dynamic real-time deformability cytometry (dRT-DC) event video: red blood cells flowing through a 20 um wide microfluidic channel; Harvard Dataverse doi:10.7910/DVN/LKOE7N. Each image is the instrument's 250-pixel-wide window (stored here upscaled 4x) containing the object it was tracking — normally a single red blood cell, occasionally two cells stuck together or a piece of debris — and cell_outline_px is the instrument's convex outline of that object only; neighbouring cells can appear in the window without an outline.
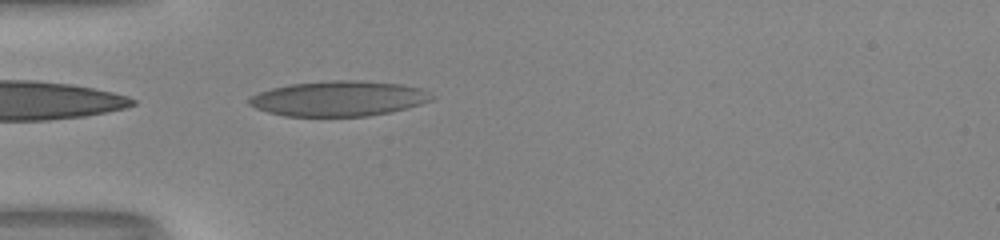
{"species": "human", "species_latin": "Homo sapiens", "temperature_condition": "room temperature", "stored_images_in_passage": 36, "camera_frame_rate_fps": 3000, "um_per_image_px": 0.085, "donor": {"sex": "male"}, "frame": {"image": 1, "passage_image": 1, "time_ms": 0.0, "image_size_px": [1000, 240], "cell_outline_px": [[436, 96], [432, 100], [420, 104], [388, 112], [368, 116], [284, 116], [268, 112], [256, 108], [248, 104], [248, 100], [252, 96], [260, 92], [272, 88], [288, 84], [332, 80], [356, 80], [400, 84], [420, 88]], "centroid_in_image_um": [28.78, 8.37], "position_along_channel_um": 56.2, "area_um2": 37.28}}
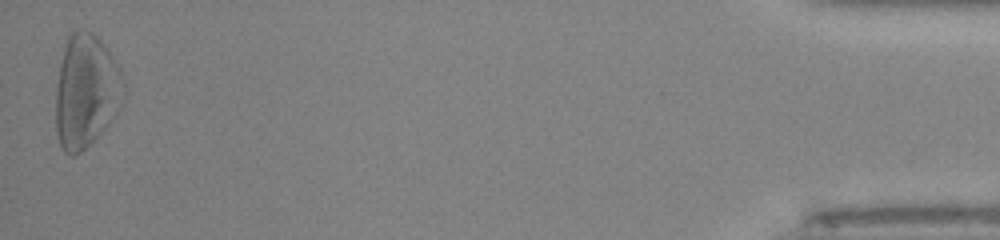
{"frame": {"image": 2, "passage_image": 36, "time_ms": 11.667, "image_size_px": [1000, 240], "cell_outline_px": [[120, 76], [116, 116], [80, 152], [72, 156], [64, 152], [60, 144], [56, 132], [56, 84], [60, 64], [64, 48], [68, 36], [72, 32], [80, 28], [84, 28], [92, 32], [100, 40], [120, 68]], "centroid_in_image_um": [7.22, 7.73], "position_along_channel_um": 428.0, "area_um2": 43.58}, "authors_computed_cell_mechanics": {"area_um2": 34.9979, "velocity_mm_per_s": 4.0515, "shape_relaxation_time_tau1_ms": 9.6908, "shape_relaxation_time_tau2_ms": 1.0508, "deformation_change_tau1": 0.2795, "deformation_change_tau2": 0.0945}}